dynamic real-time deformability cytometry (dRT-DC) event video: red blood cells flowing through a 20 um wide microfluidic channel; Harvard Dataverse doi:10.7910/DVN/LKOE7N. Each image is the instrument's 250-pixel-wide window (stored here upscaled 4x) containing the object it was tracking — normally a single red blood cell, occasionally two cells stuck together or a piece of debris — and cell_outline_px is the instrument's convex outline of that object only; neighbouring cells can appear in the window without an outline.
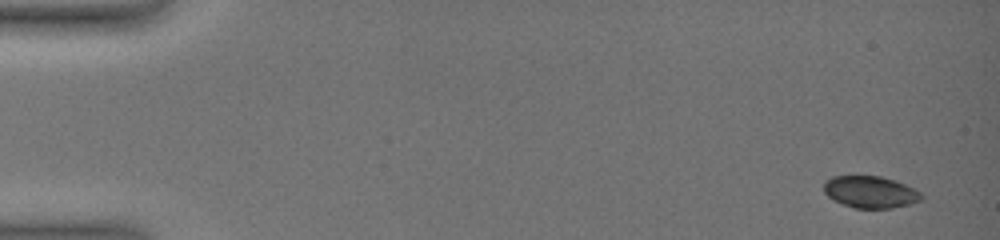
{"species": "common noctule bat (a hibernating species)", "species_latin": "Nyctalus noctula", "temperature_condition": "warm", "stored_images_in_passage": 12, "camera_frame_rate_fps": 3000, "um_per_image_px": 0.085, "animal": {"sex": "female", "body_mass_g": 19.0, "forearm_length_mm": 51.5}, "frame": {"image": 1, "passage_image": 1, "time_ms": 0.0, "image_size_px": [1000, 240], "cell_outline_px": [[924, 196], [920, 200], [908, 204], [892, 208], [856, 208], [832, 200], [824, 192], [824, 180], [832, 176], [880, 176], [896, 180], [920, 192]], "centroid_in_image_um": [73.95, 16.31], "position_along_channel_um": 11.1, "area_um2": 18.09}}
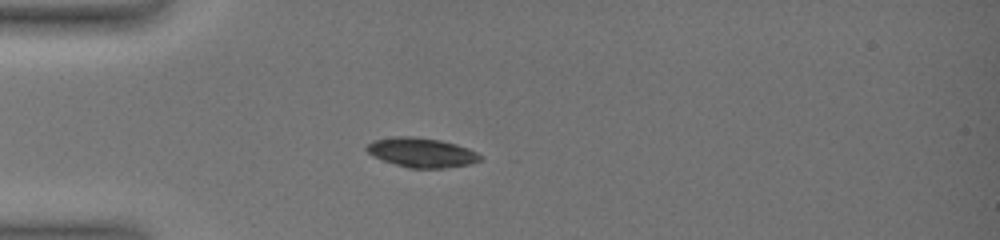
{"frame": {"image": 2, "passage_image": 9, "time_ms": 4.333, "image_size_px": [1000, 240], "cell_outline_px": [[484, 156], [480, 160], [468, 164], [444, 168], [408, 168], [372, 156], [364, 148], [372, 140], [392, 136], [416, 136], [440, 140], [456, 144], [468, 148]], "centroid_in_image_um": [35.81, 12.95], "position_along_channel_um": 49.2, "area_um2": 19.59}}
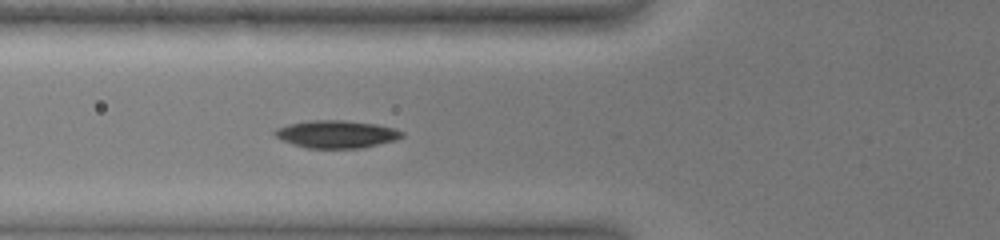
{"frame": {"image": 3, "passage_image": 12, "time_ms": 6.0, "image_size_px": [1000, 240], "cell_outline_px": [[404, 136], [396, 140], [360, 148], [308, 148], [292, 144], [276, 136], [272, 132], [276, 128], [288, 124], [308, 120], [344, 120], [376, 124], [392, 128], [404, 132]], "centroid_in_image_um": [28.59, 11.4], "position_along_channel_um": 97.2, "area_um2": 20.4}}